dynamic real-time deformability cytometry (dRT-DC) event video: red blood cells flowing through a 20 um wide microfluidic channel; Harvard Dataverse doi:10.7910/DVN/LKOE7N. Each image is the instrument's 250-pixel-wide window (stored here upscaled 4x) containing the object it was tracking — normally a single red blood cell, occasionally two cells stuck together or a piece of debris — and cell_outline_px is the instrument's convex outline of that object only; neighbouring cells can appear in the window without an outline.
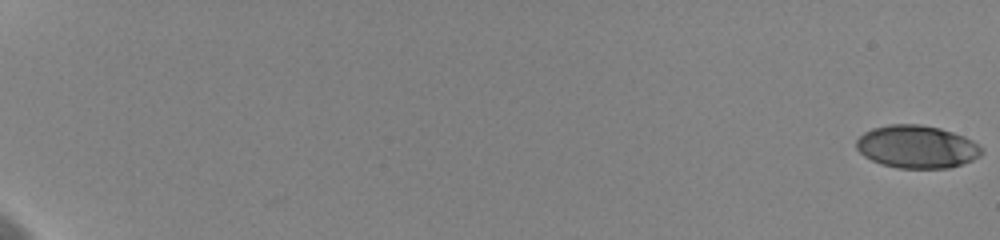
{"species": "human", "species_latin": "Homo sapiens", "temperature_condition": "cold", "stored_images_in_passage": 61, "camera_frame_rate_fps": 3000, "um_per_image_px": 0.085, "donor": {"sex": "female"}, "frame": {"image": 1, "passage_image": 1, "time_ms": 0.0, "image_size_px": [1000, 240], "cell_outline_px": [[984, 152], [980, 156], [972, 160], [948, 168], [896, 168], [880, 164], [864, 156], [856, 148], [856, 140], [864, 132], [872, 128], [888, 124], [920, 124], [940, 128], [964, 136], [980, 144], [984, 148]], "centroid_in_image_um": [77.94, 12.47], "position_along_channel_um": 7.1, "area_um2": 31.5}}
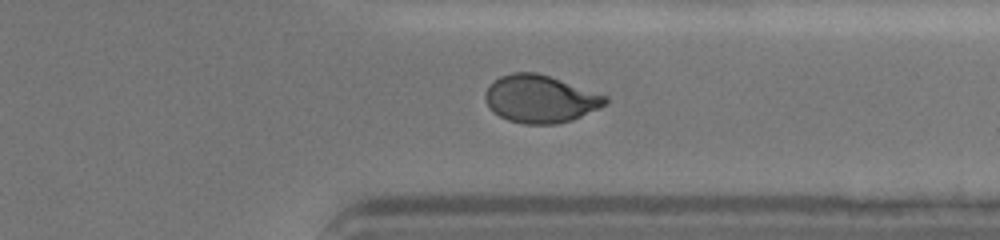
{"frame": {"image": 2, "passage_image": 50, "time_ms": 16.333, "image_size_px": [1000, 240], "cell_outline_px": [[608, 100], [600, 108], [572, 120], [556, 124], [524, 124], [508, 120], [492, 112], [484, 100], [484, 92], [500, 76], [512, 72], [536, 72], [608, 96]], "centroid_in_image_um": [45.9, 8.42], "position_along_channel_um": 365.5, "area_um2": 33.18}}
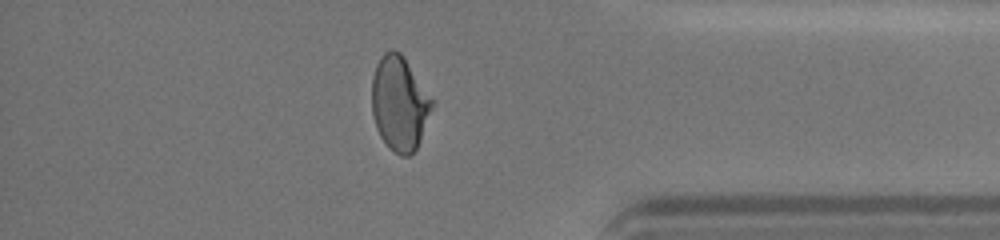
{"frame": {"image": 3, "passage_image": 54, "time_ms": 17.667, "image_size_px": [1000, 240], "cell_outline_px": [[432, 108], [420, 140], [416, 148], [408, 156], [400, 156], [380, 136], [376, 128], [372, 116], [372, 76], [376, 64], [380, 56], [384, 52], [392, 48], [400, 52], [404, 56], [432, 100]], "centroid_in_image_um": [33.92, 8.75], "position_along_channel_um": 401.3, "area_um2": 32.71}, "authors_computed_cell_mechanics": {"area_um2": 32.5992, "velocity_mm_per_s": 3.6115, "shape_relaxation_time_tau1_ms": 3.7785, "shape_relaxation_time_tau2_ms": 1.277, "deformation_change_tau1": 0.1484, "deformation_change_tau2": 0.0464}}